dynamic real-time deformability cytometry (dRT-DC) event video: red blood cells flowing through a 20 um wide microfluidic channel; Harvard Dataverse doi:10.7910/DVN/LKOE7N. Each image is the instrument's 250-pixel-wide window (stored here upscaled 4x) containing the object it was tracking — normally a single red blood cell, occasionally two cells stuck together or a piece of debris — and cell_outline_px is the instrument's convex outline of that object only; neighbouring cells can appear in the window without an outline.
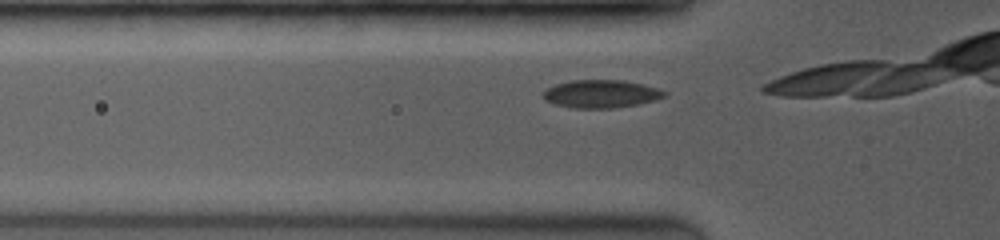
{"species": "common noctule bat (a hibernating species)", "species_latin": "Nyctalus noctula", "temperature_condition": "room temperature", "stored_images_in_passage": 5, "camera_frame_rate_fps": 3500, "um_per_image_px": 0.085, "animal": {"sex": "female", "body_mass_g": 19.0, "forearm_length_mm": 53.3}, "frame": {"image": 1, "passage_image": 2, "time_ms": 0.286, "image_size_px": [1000, 240], "cell_outline_px": [[668, 96], [636, 104], [612, 108], [572, 108], [556, 104], [544, 100], [544, 92], [548, 88], [556, 84], [572, 80], [624, 80], [656, 88], [668, 92]], "centroid_in_image_um": [51.09, 7.98], "position_along_channel_um": 74.7, "area_um2": 19.48}}